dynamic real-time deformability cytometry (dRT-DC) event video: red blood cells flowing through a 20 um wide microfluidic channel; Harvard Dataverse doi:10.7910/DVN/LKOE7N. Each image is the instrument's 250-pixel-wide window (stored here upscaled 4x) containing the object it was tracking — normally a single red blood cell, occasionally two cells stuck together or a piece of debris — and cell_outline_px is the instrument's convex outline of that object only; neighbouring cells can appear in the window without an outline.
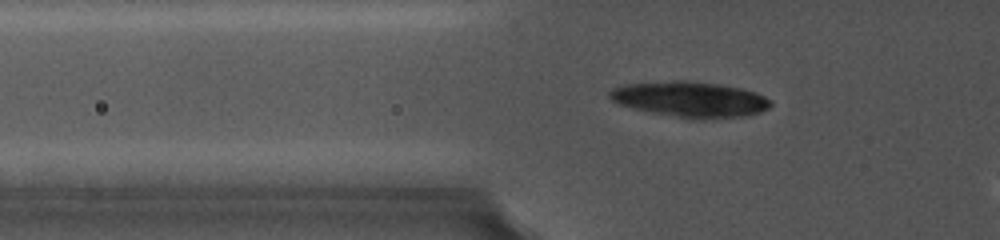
{"species": "common noctule bat (a hibernating species)", "species_latin": "Nyctalus noctula", "temperature_condition": "cold", "stored_images_in_passage": 2, "camera_frame_rate_fps": 5000, "um_per_image_px": 0.085, "animal": {"sex": "female", "body_mass_g": 19.0, "forearm_length_mm": 56.7}, "frame": {"image": 1, "passage_image": 2, "time_ms": 0.4, "image_size_px": [1000, 240], "cell_outline_px": [[772, 104], [768, 108], [760, 112], [744, 116], [704, 120], [688, 120], [652, 112], [620, 104], [612, 100], [608, 96], [608, 92], [612, 88], [624, 84], [672, 80], [684, 80], [720, 84], [740, 88], [756, 92], [772, 100]], "centroid_in_image_um": [58.68, 8.45], "position_along_channel_um": 67.1, "area_um2": 33.76}}